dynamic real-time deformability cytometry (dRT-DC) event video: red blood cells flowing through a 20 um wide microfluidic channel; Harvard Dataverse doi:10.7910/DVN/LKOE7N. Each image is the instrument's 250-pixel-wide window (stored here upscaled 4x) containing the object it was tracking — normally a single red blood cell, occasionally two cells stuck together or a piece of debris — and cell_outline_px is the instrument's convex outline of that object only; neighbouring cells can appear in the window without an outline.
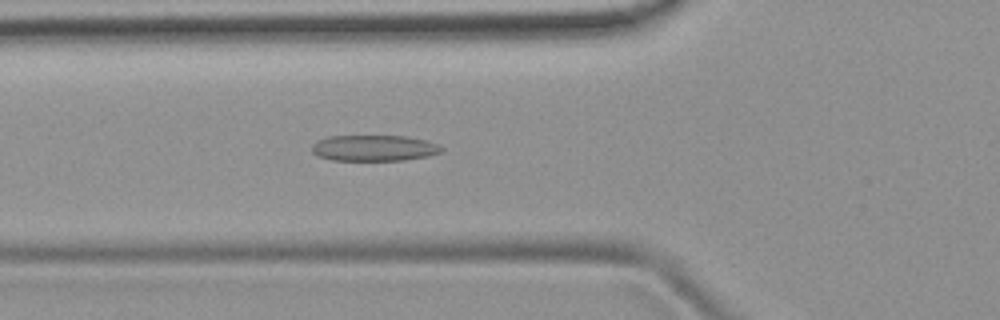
{"species": "common noctule bat (a hibernating species)", "species_latin": "Nyctalus noctula", "temperature_condition": "room temperature", "stored_images_in_passage": 17, "camera_frame_rate_fps": 3000, "um_per_image_px": 0.085, "animal": {"sex": "female", "body_mass_g": 19.9}, "frame": {"image": 1, "passage_image": 8, "time_ms": 2.333, "image_size_px": [1000, 320], "cell_outline_px": [[444, 148], [440, 152], [428, 156], [404, 160], [332, 160], [320, 156], [312, 152], [312, 144], [316, 140], [328, 136], [404, 136], [424, 140], [440, 144]], "centroid_in_image_um": [31.79, 12.58], "position_along_channel_um": 94.0, "area_um2": 19.59}}
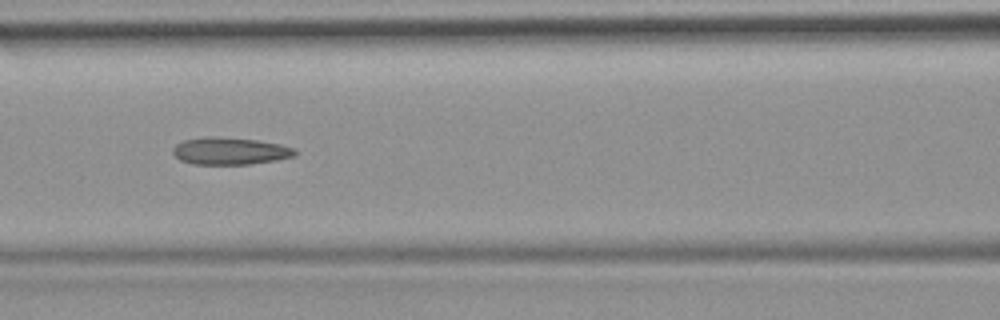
{"frame": {"image": 2, "passage_image": 12, "time_ms": 3.667, "image_size_px": [1000, 320], "cell_outline_px": [[300, 152], [296, 156], [276, 160], [252, 164], [192, 164], [180, 160], [172, 152], [172, 148], [176, 144], [184, 140], [208, 136], [216, 136], [256, 140], [280, 144], [296, 148]], "centroid_in_image_um": [19.59, 12.83], "position_along_channel_um": 147.0, "area_um2": 19.59}}
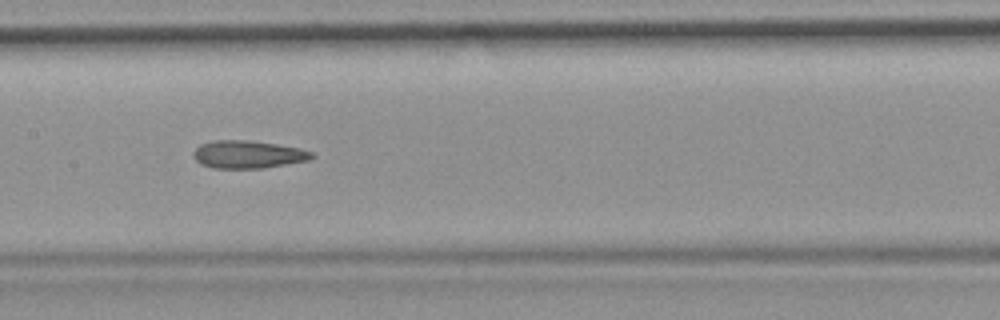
{"frame": {"image": 3, "passage_image": 15, "time_ms": 4.667, "image_size_px": [1000, 320], "cell_outline_px": [[316, 156], [308, 160], [264, 168], [212, 168], [200, 164], [192, 156], [192, 152], [200, 144], [212, 140], [248, 140], [276, 144], [300, 148], [312, 152]], "centroid_in_image_um": [21.04, 13.12], "position_along_channel_um": 186.4, "area_um2": 19.25}}